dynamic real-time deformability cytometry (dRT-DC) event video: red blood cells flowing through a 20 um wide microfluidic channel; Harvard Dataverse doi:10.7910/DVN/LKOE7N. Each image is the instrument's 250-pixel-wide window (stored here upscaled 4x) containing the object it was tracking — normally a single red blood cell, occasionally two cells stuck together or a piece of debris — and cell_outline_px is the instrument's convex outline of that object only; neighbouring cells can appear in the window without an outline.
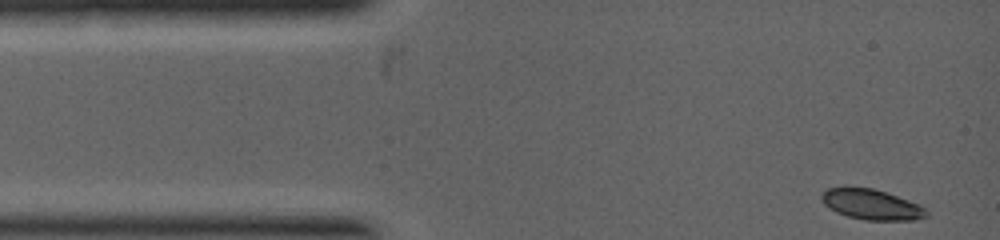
{"species": "common noctule bat (a hibernating species)", "species_latin": "Nyctalus noctula", "temperature_condition": "warm", "stored_images_in_passage": 3, "camera_frame_rate_fps": 5000, "um_per_image_px": 0.085, "animal": {"sex": "female", "body_mass_g": 19.0, "forearm_length_mm": 53.3}, "frame": {"image": 1, "passage_image": 1, "time_ms": 0.0, "image_size_px": [1000, 240], "cell_outline_px": [[928, 216], [916, 220], [864, 220], [848, 216], [836, 212], [824, 204], [820, 200], [820, 196], [828, 188], [844, 184], [872, 188], [908, 200], [924, 208], [928, 212]], "centroid_in_image_um": [74.0, 17.35], "position_along_channel_um": 11.0, "area_um2": 18.84}}
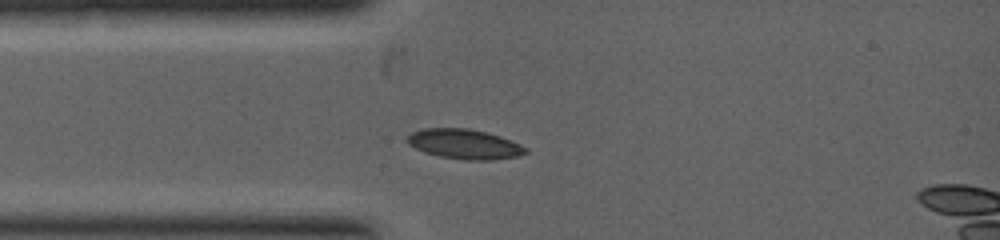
{"frame": {"image": 2, "passage_image": 3, "time_ms": 1.4, "image_size_px": [1000, 240], "cell_outline_px": [[528, 152], [520, 156], [488, 160], [464, 160], [440, 156], [424, 152], [408, 144], [408, 136], [412, 132], [424, 128], [468, 128], [488, 132], [500, 136], [520, 144], [528, 148]], "centroid_in_image_um": [39.51, 12.24], "position_along_channel_um": 45.5, "area_um2": 20.58}}